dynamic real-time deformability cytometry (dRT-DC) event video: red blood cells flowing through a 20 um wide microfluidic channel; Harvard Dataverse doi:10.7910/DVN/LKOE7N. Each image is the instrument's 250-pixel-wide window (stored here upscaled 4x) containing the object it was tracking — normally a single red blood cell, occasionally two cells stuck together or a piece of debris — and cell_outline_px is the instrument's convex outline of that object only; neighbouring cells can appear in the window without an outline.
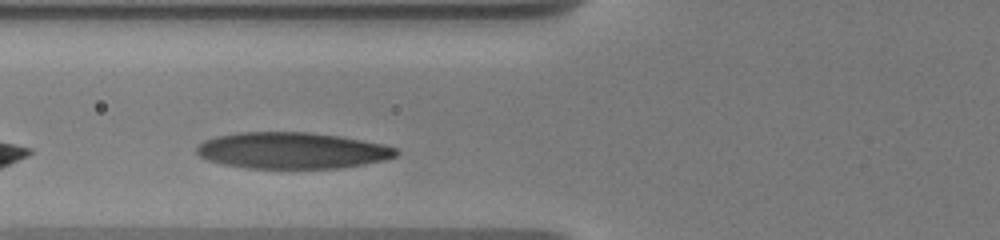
{"species": "human", "species_latin": "Homo sapiens", "temperature_condition": "warm", "stored_images_in_passage": 16, "camera_frame_rate_fps": 3000, "um_per_image_px": 0.085, "donor": {"sex": "male"}, "frame": {"image": 1, "passage_image": 4, "time_ms": 1.667, "image_size_px": [1000, 240], "cell_outline_px": [[400, 152], [396, 156], [384, 160], [364, 164], [340, 168], [248, 168], [224, 164], [208, 160], [200, 156], [196, 152], [196, 148], [204, 140], [216, 136], [240, 132], [312, 132], [340, 136], [384, 144], [396, 148]], "centroid_in_image_um": [24.84, 12.79], "position_along_channel_um": 101.0, "area_um2": 42.31}}
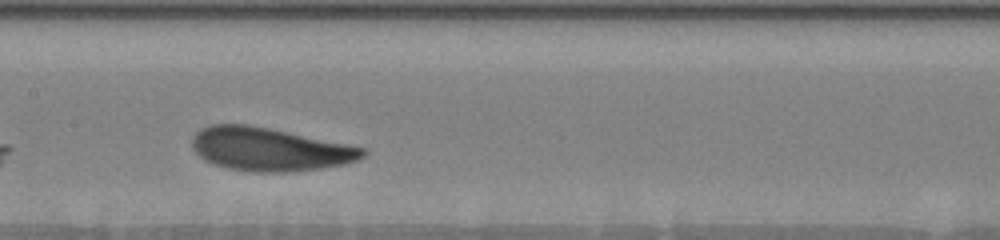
{"frame": {"image": 2, "passage_image": 9, "time_ms": 4.0, "image_size_px": [1000, 240], "cell_outline_px": [[368, 152], [364, 156], [356, 160], [344, 164], [320, 168], [284, 172], [252, 172], [224, 168], [212, 164], [204, 160], [192, 148], [192, 136], [200, 128], [212, 124], [248, 124], [348, 144], [364, 148]], "centroid_in_image_um": [22.86, 12.69], "position_along_channel_um": 184.5, "area_um2": 43.06}}
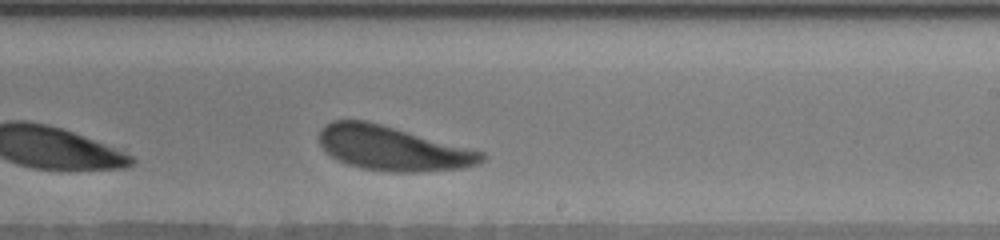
{"frame": {"image": 3, "passage_image": 13, "time_ms": 6.0, "image_size_px": [1000, 240], "cell_outline_px": [[488, 156], [480, 164], [464, 168], [420, 172], [388, 172], [360, 168], [348, 164], [332, 156], [320, 144], [320, 128], [324, 124], [332, 120], [368, 120], [484, 152]], "centroid_in_image_um": [33.41, 12.61], "position_along_channel_um": 255.6, "area_um2": 42.19}}